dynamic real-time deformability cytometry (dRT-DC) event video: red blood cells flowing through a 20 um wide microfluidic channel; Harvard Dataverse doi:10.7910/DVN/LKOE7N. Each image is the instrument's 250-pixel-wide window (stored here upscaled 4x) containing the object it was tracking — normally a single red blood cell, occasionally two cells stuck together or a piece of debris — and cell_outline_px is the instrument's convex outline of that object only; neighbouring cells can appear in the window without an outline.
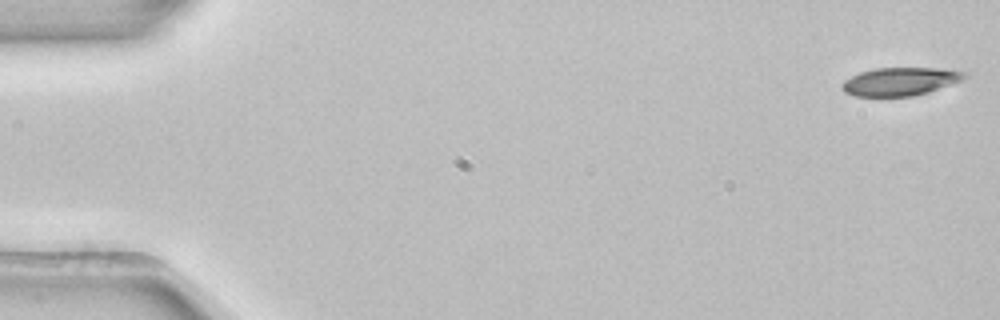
{"species": "common noctule bat (a hibernating species)", "species_latin": "Nyctalus noctula", "temperature_condition": "room temperature", "stored_images_in_passage": 9, "camera_frame_rate_fps": 3000, "um_per_image_px": 0.085, "animal": {"sex": "female", "body_mass_g": 22.7, "forearm_length_mm": 54.2}, "frame": {"image": 1, "passage_image": 1, "time_ms": 0.0, "image_size_px": [1000, 320], "cell_outline_px": [[968, 76], [960, 80], [928, 92], [912, 96], [852, 96], [844, 92], [840, 88], [840, 84], [844, 80], [860, 72], [876, 68], [940, 68], [968, 72]], "centroid_in_image_um": [76.47, 6.92], "position_along_channel_um": 8.5, "area_um2": 20.06}}